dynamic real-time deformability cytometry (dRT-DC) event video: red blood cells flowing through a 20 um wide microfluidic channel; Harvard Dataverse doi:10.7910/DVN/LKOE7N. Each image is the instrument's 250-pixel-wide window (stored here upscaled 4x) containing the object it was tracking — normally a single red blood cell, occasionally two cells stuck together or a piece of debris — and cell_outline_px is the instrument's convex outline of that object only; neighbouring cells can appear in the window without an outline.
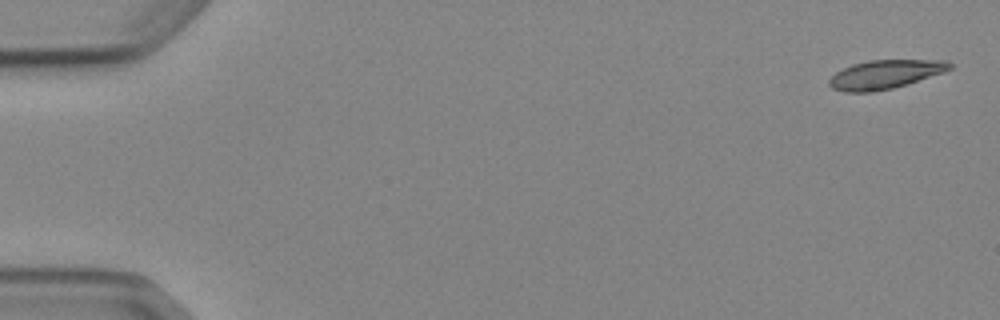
{"species": "Egyptian fruit bat (a non-hibernating species)", "species_latin": "Rousettus aegyptiacus", "temperature_condition": "cold", "stored_images_in_passage": 5, "camera_frame_rate_fps": 3000, "um_per_image_px": 0.085, "animal": {"sex": "female"}, "frame": {"image": 1, "passage_image": 1, "time_ms": 0.0, "image_size_px": [1000, 320], "cell_outline_px": [[952, 68], [944, 72], [908, 84], [892, 88], [872, 92], [844, 92], [832, 88], [828, 84], [828, 80], [836, 72], [852, 64], [868, 60], [948, 60], [952, 64]], "centroid_in_image_um": [75.24, 6.32], "position_along_channel_um": 9.8, "area_um2": 20.29}}
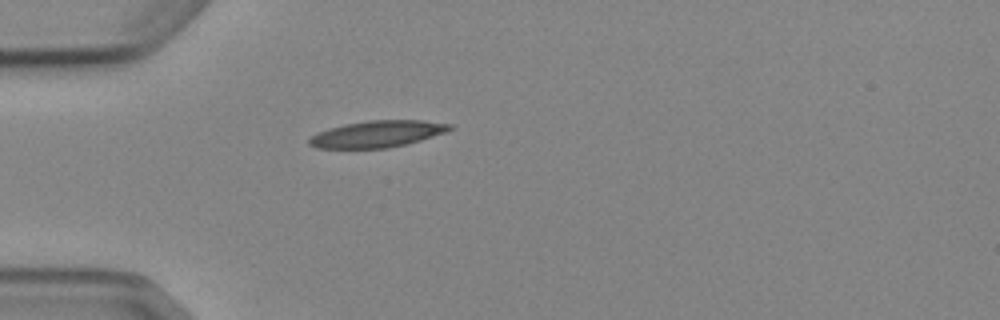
{"frame": {"image": 2, "passage_image": 5, "time_ms": 4.667, "image_size_px": [1000, 320], "cell_outline_px": [[452, 128], [444, 132], [420, 140], [388, 148], [316, 148], [308, 144], [308, 140], [316, 132], [328, 128], [344, 124], [368, 120], [420, 120], [452, 124]], "centroid_in_image_um": [32.01, 11.38], "position_along_channel_um": 53.0, "area_um2": 21.68}}